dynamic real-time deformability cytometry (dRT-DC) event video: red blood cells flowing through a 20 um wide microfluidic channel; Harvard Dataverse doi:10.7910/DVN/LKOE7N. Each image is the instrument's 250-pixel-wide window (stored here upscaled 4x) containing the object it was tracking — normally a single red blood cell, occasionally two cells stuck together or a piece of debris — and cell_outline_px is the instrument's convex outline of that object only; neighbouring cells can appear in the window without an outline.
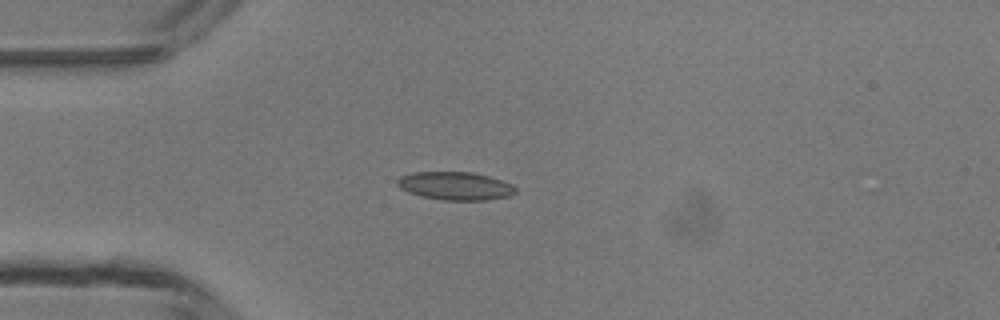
{"species": "common noctule bat (a hibernating species)", "species_latin": "Nyctalus noctula", "temperature_condition": "room temperature", "stored_images_in_passage": 4, "camera_frame_rate_fps": 3000, "um_per_image_px": 0.085, "animal": {"sex": "male", "body_mass_g": 13.3}, "frame": {"image": 1, "passage_image": 4, "time_ms": 3.667, "image_size_px": [1000, 320], "cell_outline_px": [[516, 192], [512, 196], [488, 200], [444, 200], [420, 196], [408, 192], [400, 188], [396, 184], [396, 180], [400, 176], [412, 172], [472, 172], [488, 176], [512, 184], [516, 188]], "centroid_in_image_um": [38.69, 15.81], "position_along_channel_um": 46.3, "area_um2": 19.54}}